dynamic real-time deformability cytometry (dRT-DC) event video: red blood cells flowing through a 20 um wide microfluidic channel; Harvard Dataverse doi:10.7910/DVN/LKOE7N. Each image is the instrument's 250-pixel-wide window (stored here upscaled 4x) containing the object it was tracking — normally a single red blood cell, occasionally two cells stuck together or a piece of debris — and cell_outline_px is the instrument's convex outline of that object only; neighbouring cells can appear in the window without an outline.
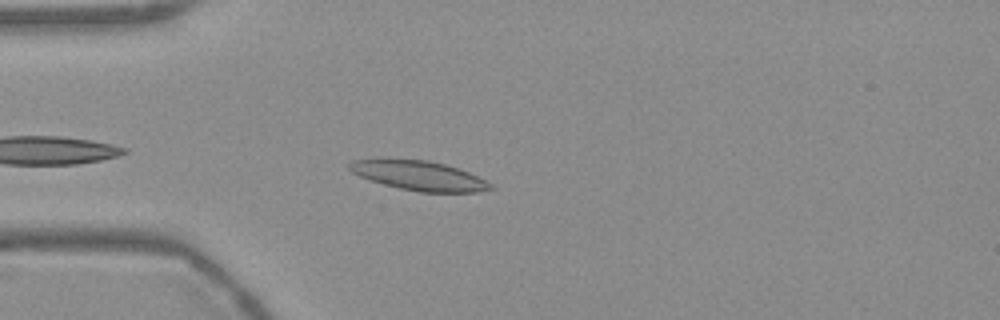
{"species": "Egyptian fruit bat (a non-hibernating species)", "species_latin": "Rousettus aegyptiacus", "temperature_condition": "warm", "stored_images_in_passage": 10, "camera_frame_rate_fps": 3000, "um_per_image_px": 0.085, "frame": {"image": 1, "passage_image": 4, "time_ms": 1.0, "image_size_px": [1000, 320], "cell_outline_px": [[496, 188], [476, 192], [420, 192], [400, 188], [368, 180], [352, 172], [348, 168], [348, 164], [352, 160], [380, 156], [388, 156], [428, 160], [444, 164], [468, 172], [492, 184]], "centroid_in_image_um": [35.5, 14.87], "position_along_channel_um": 49.5, "area_um2": 24.97}}
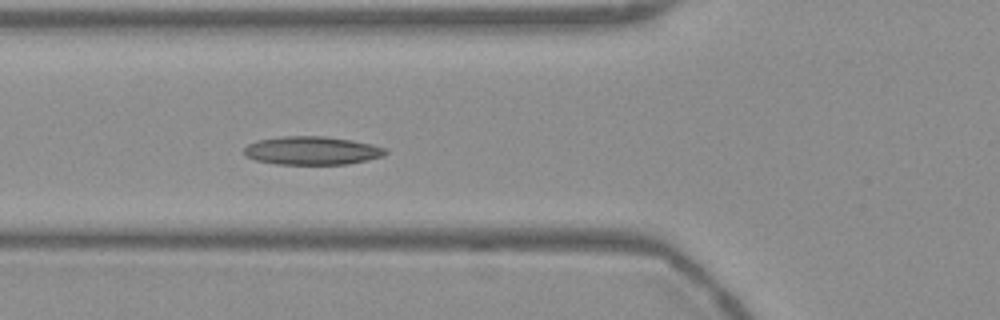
{"frame": {"image": 2, "passage_image": 9, "time_ms": 2.667, "image_size_px": [1000, 320], "cell_outline_px": [[388, 152], [384, 156], [368, 160], [348, 164], [276, 164], [256, 160], [248, 156], [244, 152], [244, 148], [248, 144], [256, 140], [284, 136], [324, 136], [352, 140], [372, 144], [388, 148]], "centroid_in_image_um": [26.57, 12.8], "position_along_channel_um": 99.2, "area_um2": 23.47}}